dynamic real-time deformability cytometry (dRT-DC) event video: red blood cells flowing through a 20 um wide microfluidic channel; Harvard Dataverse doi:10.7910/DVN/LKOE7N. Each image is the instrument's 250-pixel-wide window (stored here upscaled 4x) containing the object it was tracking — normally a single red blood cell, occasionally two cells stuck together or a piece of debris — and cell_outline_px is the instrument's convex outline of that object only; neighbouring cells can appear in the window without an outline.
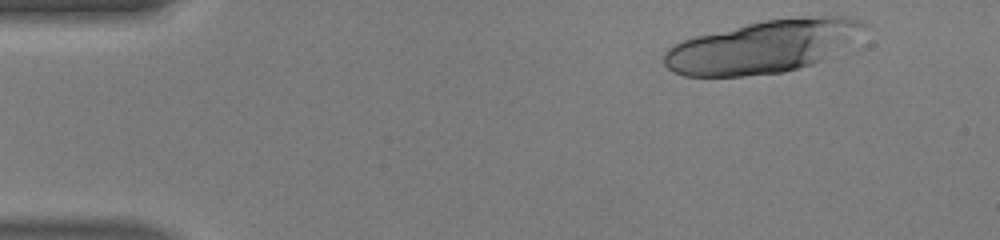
{"species": "human", "species_latin": "Homo sapiens", "temperature_condition": "warm", "stored_images_in_passage": 14, "camera_frame_rate_fps": 3000, "um_per_image_px": 0.085, "donor": {"sex": "male"}, "frame": {"image": 1, "passage_image": 2, "time_ms": 0.333, "image_size_px": [1000, 240], "cell_outline_px": [[872, 24], [820, 60], [812, 64], [784, 72], [744, 76], [684, 76], [672, 72], [664, 64], [664, 52], [672, 44], [696, 36], [748, 24], [768, 20], [800, 16], [844, 16], [860, 20]], "centroid_in_image_um": [64.78, 3.96], "position_along_channel_um": 20.2, "area_um2": 60.4}}